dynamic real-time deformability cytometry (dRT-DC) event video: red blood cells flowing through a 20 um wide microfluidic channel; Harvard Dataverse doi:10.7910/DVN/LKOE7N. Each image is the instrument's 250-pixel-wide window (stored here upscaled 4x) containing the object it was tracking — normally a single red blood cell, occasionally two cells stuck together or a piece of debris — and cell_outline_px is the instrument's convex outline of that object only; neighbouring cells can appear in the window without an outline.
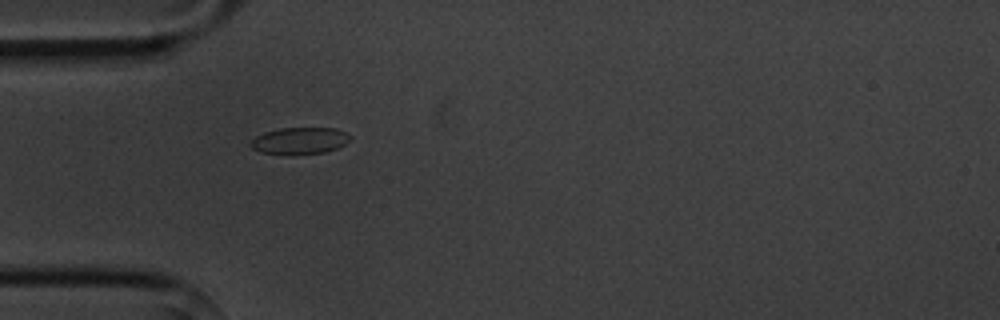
{"species": "common noctule bat (a hibernating species)", "species_latin": "Nyctalus noctula", "temperature_condition": "cold", "stored_images_in_passage": 15, "camera_frame_rate_fps": 3000, "um_per_image_px": 0.085, "animal": {"sex": "male", "body_mass_g": 20.1, "forearm_length_mm": 53.5}, "frame": {"image": 1, "passage_image": 5, "time_ms": 5.667, "image_size_px": [1000, 320], "cell_outline_px": [[352, 140], [336, 148], [324, 152], [288, 156], [260, 152], [252, 148], [248, 144], [256, 136], [264, 132], [280, 128], [336, 128], [352, 136]], "centroid_in_image_um": [25.45, 11.98], "position_along_channel_um": 59.5, "area_um2": 15.84}}
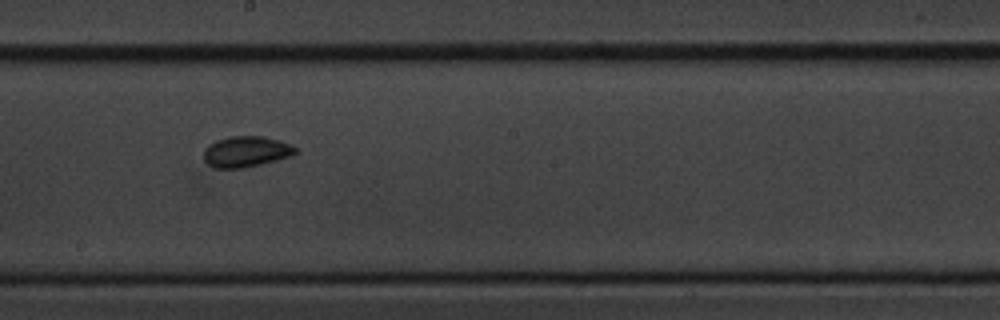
{"frame": {"image": 2, "passage_image": 9, "time_ms": 10.333, "image_size_px": [1000, 320], "cell_outline_px": [[296, 152], [292, 156], [244, 168], [216, 168], [208, 164], [204, 160], [204, 148], [208, 144], [216, 140], [228, 136], [260, 136], [280, 140], [296, 148]], "centroid_in_image_um": [20.88, 12.88], "position_along_channel_um": 227.3, "area_um2": 16.47}}
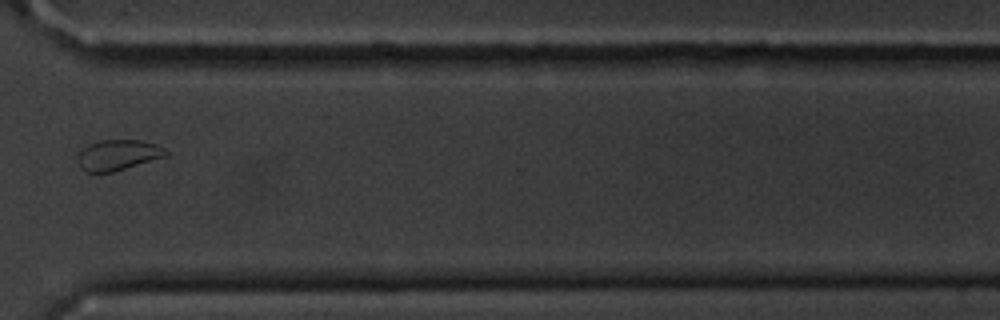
{"frame": {"image": 3, "passage_image": 12, "time_ms": 14.0, "image_size_px": [1000, 320], "cell_outline_px": [[168, 156], [112, 172], [84, 172], [80, 168], [76, 156], [88, 144], [100, 140], [140, 140], [156, 144], [164, 148], [168, 152]], "centroid_in_image_um": [10.02, 13.17], "position_along_channel_um": 360.6, "area_um2": 15.78}, "authors_computed_cell_mechanics": {"area_um2": 16.473, "velocity_mm_per_s": 3.6399, "shape_relaxation_time_tau1_ms": 2.6309, "shape_relaxation_time_tau2_ms": 2.1747, "deformation_change_tau1": 0.0461, "deformation_change_tau2": 0.0237}}